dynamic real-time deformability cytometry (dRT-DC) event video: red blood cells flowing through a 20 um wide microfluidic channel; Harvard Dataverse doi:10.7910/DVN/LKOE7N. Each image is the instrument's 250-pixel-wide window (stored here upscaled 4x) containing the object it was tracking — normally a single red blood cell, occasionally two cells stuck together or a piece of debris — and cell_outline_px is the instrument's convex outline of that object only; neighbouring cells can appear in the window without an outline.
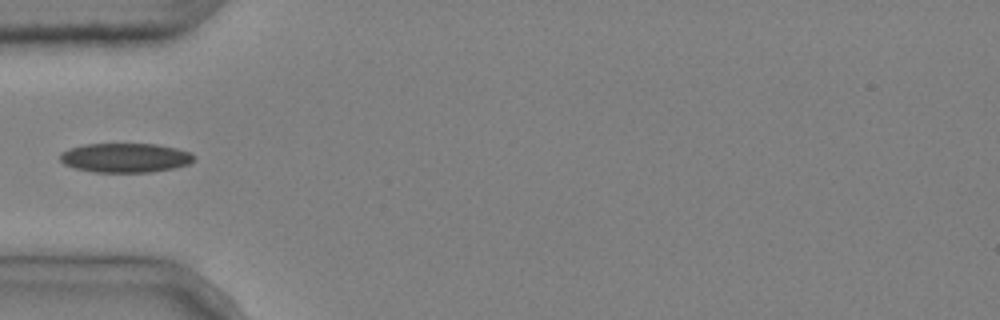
{"species": "common noctule bat (a hibernating species)", "species_latin": "Nyctalus noctula", "temperature_condition": "cold", "stored_images_in_passage": 5, "camera_frame_rate_fps": 3000, "um_per_image_px": 0.085, "animal": {"sex": "male", "body_mass_g": 20.4}, "frame": {"image": 1, "passage_image": 5, "time_ms": 1.333, "image_size_px": [1000, 320], "cell_outline_px": [[196, 160], [188, 164], [172, 168], [148, 172], [92, 172], [76, 168], [64, 164], [60, 160], [60, 152], [68, 148], [84, 144], [156, 144], [176, 148], [192, 152], [196, 156]], "centroid_in_image_um": [10.65, 13.4], "position_along_channel_um": 74.3, "area_um2": 23.0}}